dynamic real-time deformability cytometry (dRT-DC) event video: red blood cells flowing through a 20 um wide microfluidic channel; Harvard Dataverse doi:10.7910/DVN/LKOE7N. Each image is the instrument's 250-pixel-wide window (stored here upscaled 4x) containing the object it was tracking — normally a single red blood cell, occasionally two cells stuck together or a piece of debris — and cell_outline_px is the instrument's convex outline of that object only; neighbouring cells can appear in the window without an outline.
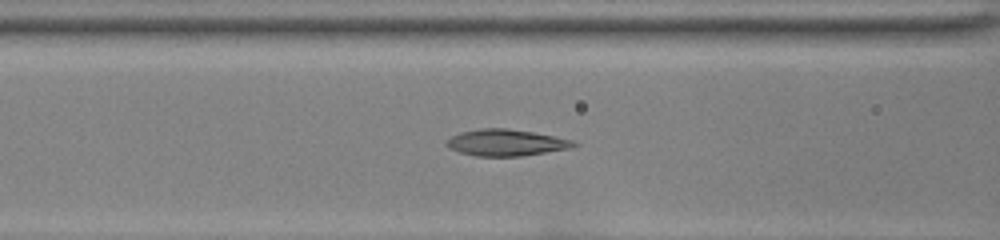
{"species": "common noctule bat (a hibernating species)", "species_latin": "Nyctalus noctula", "temperature_condition": "room temperature", "stored_images_in_passage": 50, "camera_frame_rate_fps": 3000, "um_per_image_px": 0.085, "animal": {"sex": "female", "body_mass_g": 22.0, "forearm_length_mm": 56.7}, "frame": {"image": 1, "passage_image": 24, "time_ms": 7.667, "image_size_px": [1000, 240], "cell_outline_px": [[580, 144], [572, 148], [520, 156], [476, 156], [460, 152], [448, 148], [444, 144], [452, 136], [460, 132], [480, 128], [508, 128], [556, 136], [572, 140]], "centroid_in_image_um": [43.02, 12.12], "position_along_channel_um": 123.6, "area_um2": 19.71}}
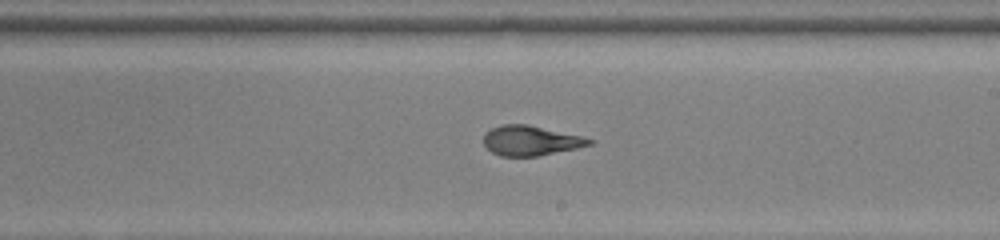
{"frame": {"image": 2, "passage_image": 33, "time_ms": 10.667, "image_size_px": [1000, 240], "cell_outline_px": [[596, 140], [592, 144], [576, 148], [536, 156], [500, 156], [492, 152], [484, 144], [484, 136], [492, 128], [500, 124], [528, 124], [584, 136]], "centroid_in_image_um": [45.15, 11.94], "position_along_channel_um": 243.9, "area_um2": 18.38}}
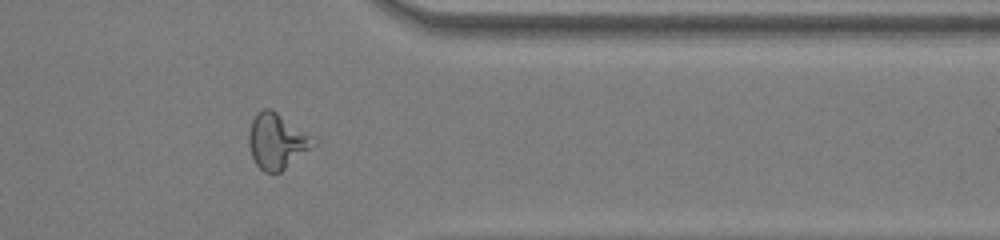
{"frame": {"image": 3, "passage_image": 44, "time_ms": 14.333, "image_size_px": [1000, 240], "cell_outline_px": [[316, 144], [280, 172], [264, 172], [256, 164], [252, 156], [248, 144], [248, 132], [252, 120], [256, 112], [264, 108], [268, 108], [276, 112], [312, 136], [316, 140]], "centroid_in_image_um": [23.5, 11.99], "position_along_channel_um": 387.9, "area_um2": 20.58}}